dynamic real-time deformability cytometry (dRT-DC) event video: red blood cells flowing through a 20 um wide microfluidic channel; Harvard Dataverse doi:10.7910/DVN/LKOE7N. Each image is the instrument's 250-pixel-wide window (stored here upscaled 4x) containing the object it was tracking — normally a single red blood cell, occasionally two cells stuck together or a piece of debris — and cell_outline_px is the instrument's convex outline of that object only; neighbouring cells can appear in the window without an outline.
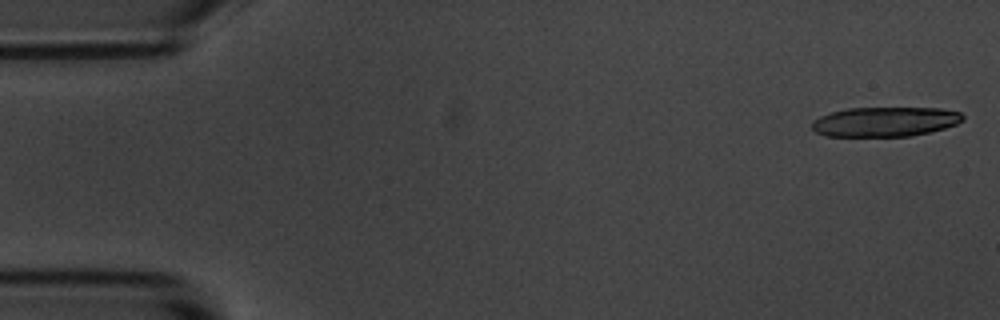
{"species": "common noctule bat (a hibernating species)", "species_latin": "Nyctalus noctula", "temperature_condition": "room temperature", "stored_images_in_passage": 17, "camera_frame_rate_fps": 3000, "um_per_image_px": 0.085, "animal": {"sex": "male", "body_mass_g": 20.1, "forearm_length_mm": 53.5}, "frame": {"image": 1, "passage_image": 1, "time_ms": 0.0, "image_size_px": [1000, 320], "cell_outline_px": [[964, 120], [956, 124], [944, 128], [912, 136], [824, 136], [816, 132], [812, 128], [812, 120], [820, 116], [832, 112], [848, 108], [940, 108], [960, 112], [964, 116]], "centroid_in_image_um": [75.22, 10.34], "position_along_channel_um": 9.8, "area_um2": 26.07}}